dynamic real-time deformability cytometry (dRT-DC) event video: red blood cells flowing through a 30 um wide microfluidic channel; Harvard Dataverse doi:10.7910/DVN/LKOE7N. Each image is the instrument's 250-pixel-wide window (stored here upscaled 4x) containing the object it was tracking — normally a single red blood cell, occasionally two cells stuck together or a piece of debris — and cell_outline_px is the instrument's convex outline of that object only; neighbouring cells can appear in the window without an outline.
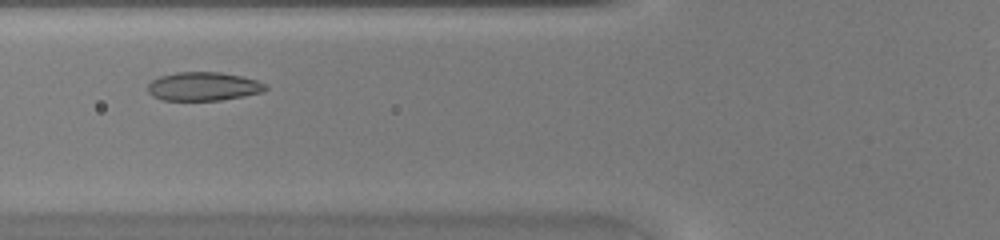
{"species": "common noctule bat (a hibernating species)", "species_latin": "Nyctalus noctula", "temperature_condition": "warm", "stored_images_in_passage": 33, "camera_frame_rate_fps": 3000, "um_per_image_px": 0.085, "animal": {"sex": "female", "body_mass_g": 20.0, "forearm_length_mm": 54.0}, "frame": {"image": 1, "passage_image": 8, "time_ms": 2.333, "image_size_px": [1000, 240], "cell_outline_px": [[268, 88], [264, 92], [244, 96], [220, 100], [164, 100], [152, 96], [148, 92], [148, 84], [152, 80], [160, 76], [176, 72], [220, 72], [240, 76], [256, 80], [264, 84]], "centroid_in_image_um": [17.28, 7.34], "position_along_channel_um": 108.5, "area_um2": 19.59}}
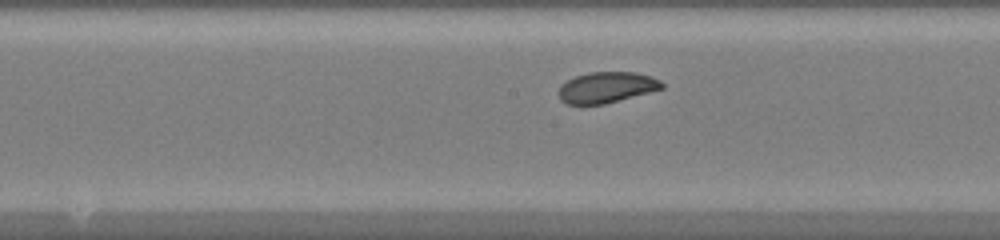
{"frame": {"image": 2, "passage_image": 14, "time_ms": 4.333, "image_size_px": [1000, 240], "cell_outline_px": [[664, 88], [604, 104], [568, 104], [560, 100], [560, 88], [568, 80], [576, 76], [588, 72], [636, 72], [652, 76], [660, 80], [664, 84]], "centroid_in_image_um": [51.6, 7.42], "position_along_channel_um": 196.6, "area_um2": 18.38}}
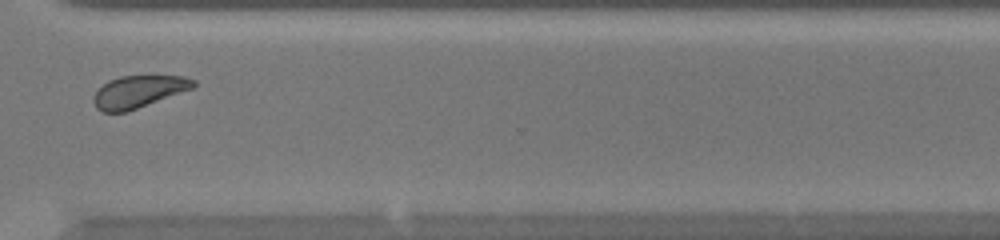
{"frame": {"image": 3, "passage_image": 25, "time_ms": 8.0, "image_size_px": [1000, 240], "cell_outline_px": [[196, 84], [192, 88], [136, 108], [124, 112], [104, 112], [96, 108], [92, 100], [92, 96], [108, 80], [120, 76], [184, 76], [196, 80]], "centroid_in_image_um": [11.74, 7.78], "position_along_channel_um": 358.9, "area_um2": 18.38}}